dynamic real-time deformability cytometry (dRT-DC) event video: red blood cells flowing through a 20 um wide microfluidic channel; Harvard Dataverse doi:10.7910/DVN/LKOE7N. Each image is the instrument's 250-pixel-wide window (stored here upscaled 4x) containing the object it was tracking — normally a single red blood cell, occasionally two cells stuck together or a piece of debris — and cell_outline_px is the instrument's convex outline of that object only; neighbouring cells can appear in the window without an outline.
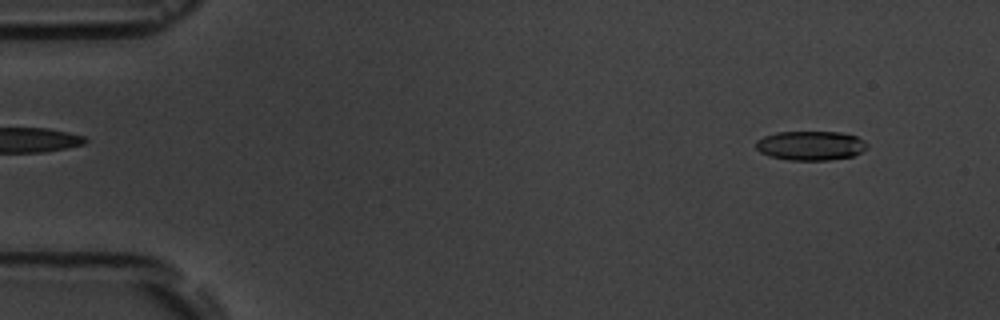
{"species": "common noctule bat (a hibernating species)", "species_latin": "Nyctalus noctula", "temperature_condition": "room temperature", "stored_images_in_passage": 3, "segment_of_instrument_passage": [2, 2], "camera_frame_rate_fps": 3000, "um_per_image_px": 0.085, "animal": {"sex": "male", "body_mass_g": 19.5, "forearm_length_mm": 54.6}, "frame": {"image": 1, "passage_image": 3, "time_ms": 3.0, "image_size_px": [1000, 320], "cell_outline_px": [[868, 148], [852, 156], [828, 160], [788, 160], [768, 156], [760, 152], [756, 148], [756, 140], [764, 136], [776, 132], [840, 132], [856, 136], [864, 140], [868, 144]], "centroid_in_image_um": [68.89, 12.37], "position_along_channel_um": 16.1, "area_um2": 19.07}}